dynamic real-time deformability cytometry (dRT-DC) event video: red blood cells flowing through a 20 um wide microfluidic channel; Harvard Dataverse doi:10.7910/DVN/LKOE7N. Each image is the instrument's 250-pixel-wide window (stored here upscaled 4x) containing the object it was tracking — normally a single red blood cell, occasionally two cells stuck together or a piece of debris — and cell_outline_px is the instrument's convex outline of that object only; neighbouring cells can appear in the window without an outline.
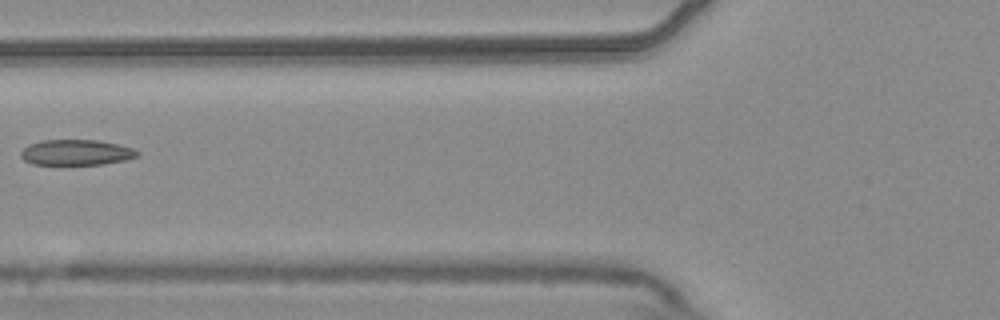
{"species": "common noctule bat (a hibernating species)", "species_latin": "Nyctalus noctula", "temperature_condition": "warm", "stored_images_in_passage": 7, "segment_of_instrument_passage": [2, 2], "camera_frame_rate_fps": 3000, "um_per_image_px": 0.085, "animal": {"sex": "male", "body_mass_g": 20.4}, "frame": {"image": 1, "passage_image": 6, "time_ms": 1.667, "image_size_px": [1000, 320], "cell_outline_px": [[140, 156], [124, 160], [100, 164], [32, 164], [24, 160], [20, 156], [20, 152], [28, 144], [40, 140], [100, 140], [120, 144], [132, 148], [140, 152]], "centroid_in_image_um": [6.48, 12.94], "position_along_channel_um": 119.3, "area_um2": 17.46}}
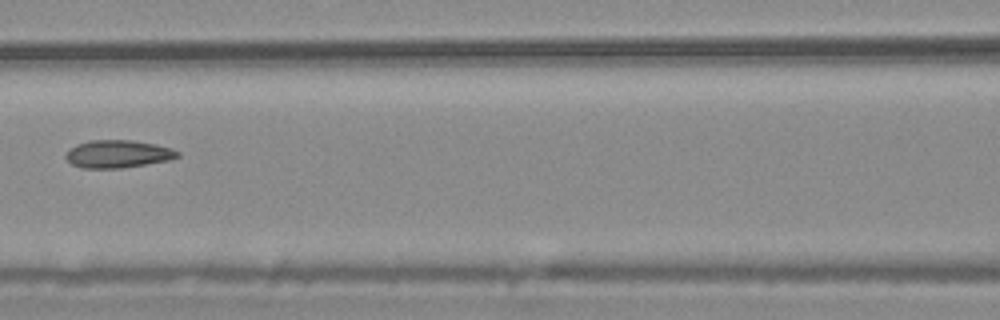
{"frame": {"image": 2, "passage_image": 7, "time_ms": 2.0, "image_size_px": [1000, 320], "cell_outline_px": [[180, 156], [172, 160], [120, 168], [80, 168], [72, 164], [64, 156], [76, 144], [88, 140], [132, 140], [156, 144], [172, 148], [180, 152]], "centroid_in_image_um": [10.06, 13.08], "position_along_channel_um": 156.5, "area_um2": 18.15}}